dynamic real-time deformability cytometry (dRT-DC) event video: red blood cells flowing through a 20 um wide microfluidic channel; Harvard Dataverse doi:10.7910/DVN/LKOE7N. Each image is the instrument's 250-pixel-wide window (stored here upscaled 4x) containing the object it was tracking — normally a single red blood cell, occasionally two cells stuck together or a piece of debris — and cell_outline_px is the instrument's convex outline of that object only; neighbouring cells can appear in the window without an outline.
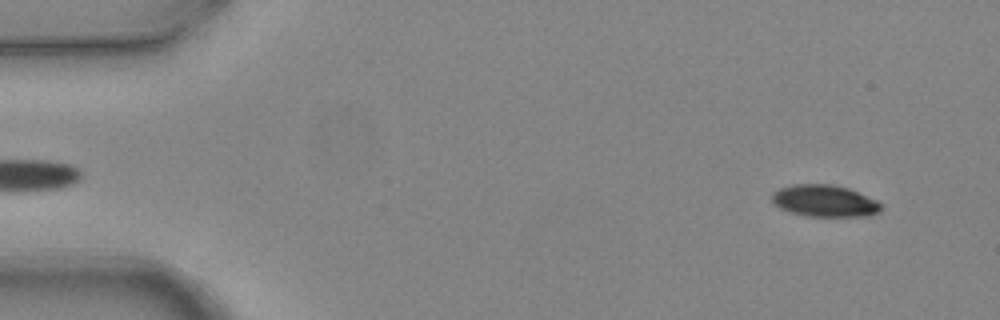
{"species": "common noctule bat (a hibernating species)", "species_latin": "Nyctalus noctula", "temperature_condition": "warm", "stored_images_in_passage": 5, "segment_of_instrument_passage": [1, 2], "camera_frame_rate_fps": 3000, "um_per_image_px": 0.085, "animal": {"sex": "female", "body_mass_g": 24.6, "forearm_length_mm": 56.2}, "frame": {"image": 1, "passage_image": 1, "time_ms": 0.0, "image_size_px": [1000, 320], "cell_outline_px": [[884, 204], [880, 212], [872, 216], [808, 216], [792, 212], [780, 208], [772, 204], [772, 192], [780, 188], [792, 184], [828, 184], [848, 188], [876, 200]], "centroid_in_image_um": [70.11, 17.08], "position_along_channel_um": 14.9, "area_um2": 20.35}}